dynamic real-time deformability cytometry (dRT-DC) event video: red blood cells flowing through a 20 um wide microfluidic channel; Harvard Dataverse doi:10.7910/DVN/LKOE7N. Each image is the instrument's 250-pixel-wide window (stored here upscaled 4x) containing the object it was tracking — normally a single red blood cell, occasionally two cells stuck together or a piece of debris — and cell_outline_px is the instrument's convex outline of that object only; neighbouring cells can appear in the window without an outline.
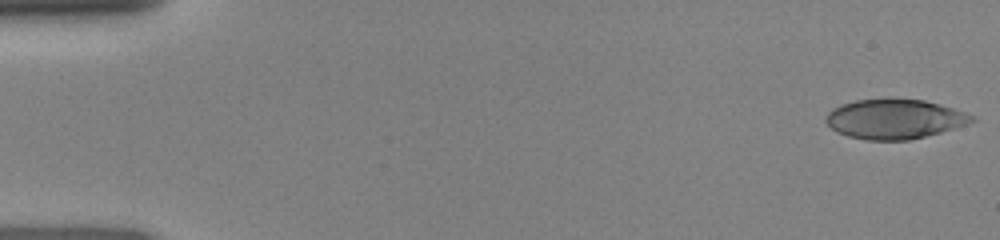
{"species": "human", "species_latin": "Homo sapiens", "temperature_condition": "room temperature", "stored_images_in_passage": 47, "camera_frame_rate_fps": 3000, "um_per_image_px": 0.085, "donor": {"sex": "female"}, "frame": {"image": 1, "passage_image": 1, "time_ms": 0.0, "image_size_px": [1000, 240], "cell_outline_px": [[976, 120], [940, 132], [908, 140], [868, 140], [848, 136], [836, 132], [824, 120], [828, 112], [832, 108], [840, 104], [856, 100], [888, 96], [924, 100], [940, 104], [976, 116]], "centroid_in_image_um": [75.98, 10.07], "position_along_channel_um": 9.0, "area_um2": 34.16}}
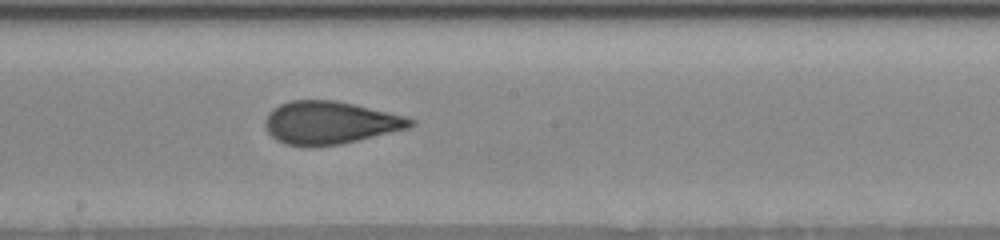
{"frame": {"image": 2, "passage_image": 26, "time_ms": 8.333, "image_size_px": [1000, 240], "cell_outline_px": [[416, 124], [408, 128], [340, 144], [284, 144], [276, 140], [264, 128], [264, 120], [268, 112], [272, 108], [280, 104], [292, 100], [336, 100], [388, 112], [404, 116], [416, 120]], "centroid_in_image_um": [28.02, 10.4], "position_along_channel_um": 220.2, "area_um2": 35.66}}
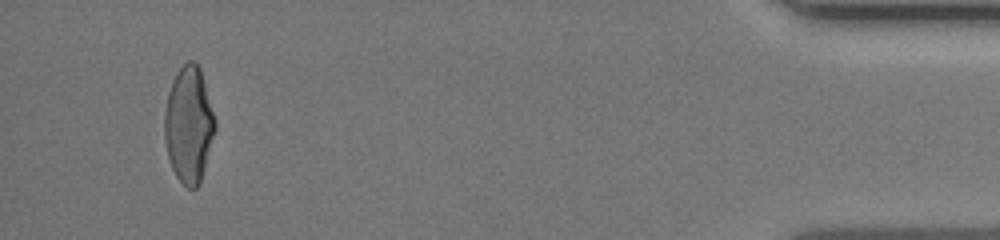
{"frame": {"image": 3, "passage_image": 45, "time_ms": 14.667, "image_size_px": [1000, 240], "cell_outline_px": [[216, 128], [200, 184], [196, 188], [188, 188], [176, 176], [172, 168], [168, 156], [164, 140], [164, 112], [168, 92], [172, 80], [176, 72], [188, 60], [196, 60], [200, 68], [216, 120]], "centroid_in_image_um": [16.04, 10.57], "position_along_channel_um": 419.2, "area_um2": 34.45}}